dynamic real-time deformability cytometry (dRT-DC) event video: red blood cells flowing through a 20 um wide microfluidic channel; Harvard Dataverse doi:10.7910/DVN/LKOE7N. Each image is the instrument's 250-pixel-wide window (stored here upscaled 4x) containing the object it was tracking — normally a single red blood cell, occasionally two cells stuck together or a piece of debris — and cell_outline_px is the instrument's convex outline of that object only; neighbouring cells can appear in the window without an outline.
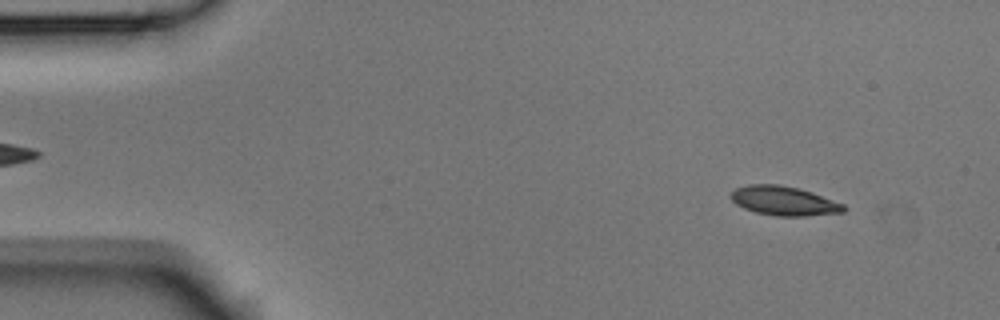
{"species": "Egyptian fruit bat (a non-hibernating species)", "species_latin": "Rousettus aegyptiacus", "temperature_condition": "room temperature", "stored_images_in_passage": 4, "camera_frame_rate_fps": 3000, "um_per_image_px": 0.085, "animal": {"sex": "male"}, "frame": {"image": 1, "passage_image": 1, "time_ms": 0.0, "image_size_px": [1000, 320], "cell_outline_px": [[844, 212], [804, 216], [776, 216], [756, 212], [744, 208], [736, 204], [732, 200], [732, 192], [736, 188], [748, 184], [780, 184], [812, 192], [844, 204]], "centroid_in_image_um": [66.63, 17.07], "position_along_channel_um": 18.4, "area_um2": 19.02}}
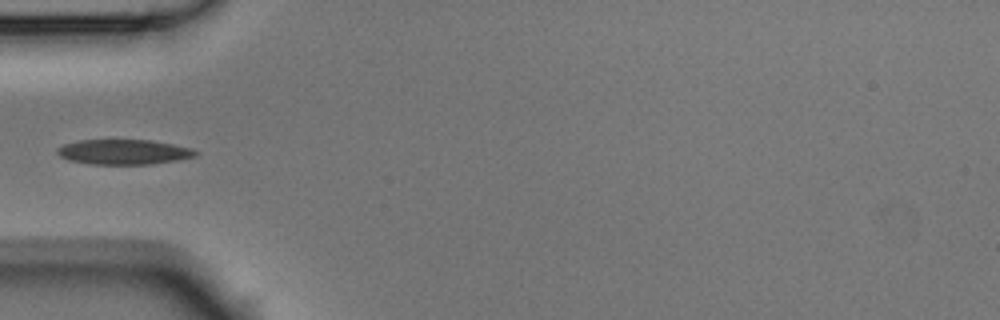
{"frame": {"image": 2, "passage_image": 4, "time_ms": 1.0, "image_size_px": [1000, 320], "cell_outline_px": [[200, 152], [196, 156], [176, 160], [152, 164], [88, 164], [68, 160], [60, 156], [56, 152], [56, 148], [64, 144], [80, 140], [152, 140], [192, 148]], "centroid_in_image_um": [10.51, 12.91], "position_along_channel_um": 74.5, "area_um2": 20.23}}